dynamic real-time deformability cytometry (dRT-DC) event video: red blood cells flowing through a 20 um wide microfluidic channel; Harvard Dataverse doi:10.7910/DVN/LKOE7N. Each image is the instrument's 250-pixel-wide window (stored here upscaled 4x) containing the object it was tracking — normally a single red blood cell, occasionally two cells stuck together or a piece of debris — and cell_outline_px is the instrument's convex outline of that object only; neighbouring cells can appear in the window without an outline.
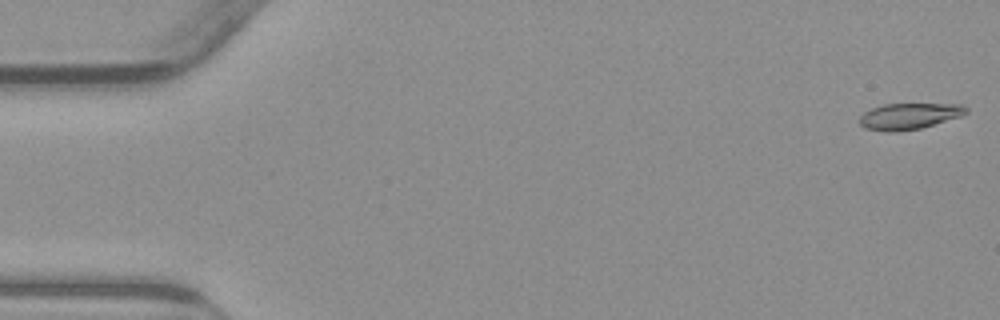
{"species": "common noctule bat (a hibernating species)", "species_latin": "Nyctalus noctula", "temperature_condition": "warm", "stored_images_in_passage": 54, "camera_frame_rate_fps": 3000, "um_per_image_px": 0.085, "animal": {"sex": "male", "body_mass_g": 23.1, "forearm_length_mm": 52.7}, "frame": {"image": 1, "passage_image": 1, "time_ms": 0.0, "image_size_px": [1000, 320], "cell_outline_px": [[968, 112], [960, 116], [920, 128], [896, 132], [888, 132], [864, 128], [860, 124], [860, 116], [864, 112], [872, 108], [884, 104], [964, 104], [968, 108]], "centroid_in_image_um": [77.27, 9.87], "position_along_channel_um": 7.7, "area_um2": 16.18}}
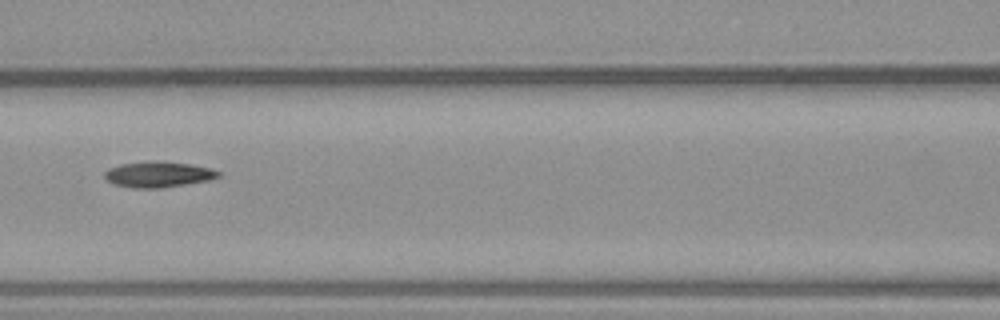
{"frame": {"image": 2, "passage_image": 24, "time_ms": 7.667, "image_size_px": [1000, 320], "cell_outline_px": [[220, 176], [208, 180], [164, 188], [132, 188], [112, 184], [104, 176], [104, 172], [108, 168], [120, 164], [156, 160], [188, 164], [212, 168], [220, 172]], "centroid_in_image_um": [13.42, 14.82], "position_along_channel_um": 153.2, "area_um2": 17.17}}
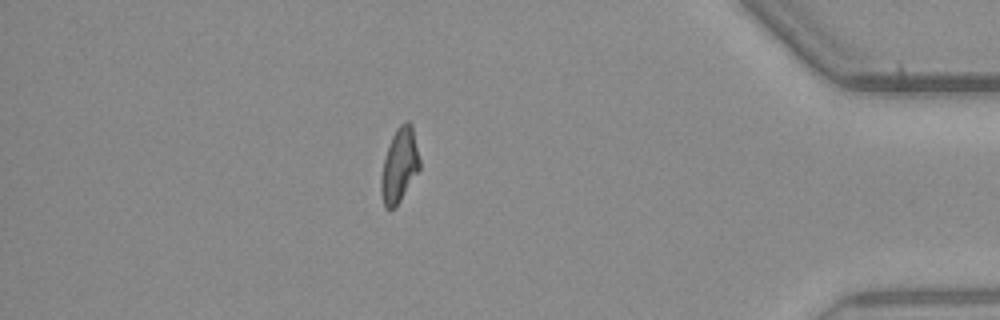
{"frame": {"image": 3, "passage_image": 47, "time_ms": 15.333, "image_size_px": [1000, 320], "cell_outline_px": [[420, 168], [400, 200], [392, 208], [384, 208], [380, 192], [380, 176], [384, 160], [392, 136], [396, 128], [404, 120], [408, 120], [412, 124], [420, 160]], "centroid_in_image_um": [33.94, 14.02], "position_along_channel_um": 401.3, "area_um2": 16.59}, "authors_computed_cell_mechanics": {"area_um2": 16.762, "velocity_mm_per_s": 3.8143, "shape_relaxation_time_tau1_ms": null, "shape_relaxation_time_tau2_ms": 5.9576, "deformation_change_tau1": null, "deformation_change_tau2": 0.1368}}